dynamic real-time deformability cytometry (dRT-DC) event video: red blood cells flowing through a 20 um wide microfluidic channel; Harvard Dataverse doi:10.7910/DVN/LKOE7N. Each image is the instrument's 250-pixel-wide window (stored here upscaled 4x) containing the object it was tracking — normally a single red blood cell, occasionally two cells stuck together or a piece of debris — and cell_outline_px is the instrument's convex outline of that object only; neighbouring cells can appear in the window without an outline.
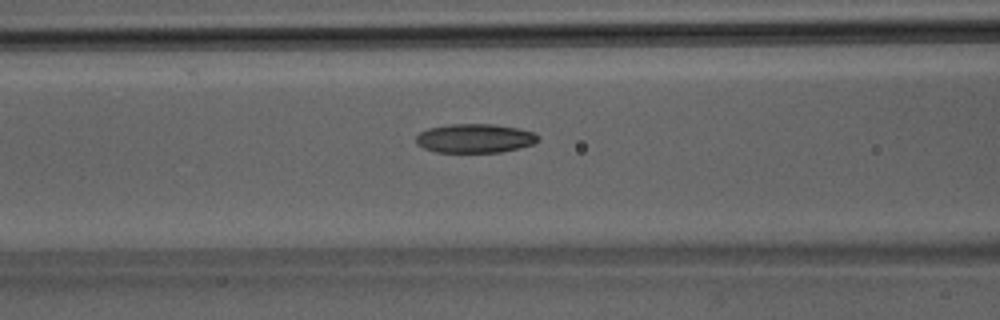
{"species": "Egyptian fruit bat (a non-hibernating species)", "species_latin": "Rousettus aegyptiacus", "temperature_condition": "room temperature", "stored_images_in_passage": 40, "camera_frame_rate_fps": 3000, "um_per_image_px": 0.085, "animal": {"sex": "male"}, "frame": {"image": 1, "passage_image": 17, "time_ms": 5.333, "image_size_px": [1000, 320], "cell_outline_px": [[540, 140], [532, 144], [520, 148], [500, 152], [436, 152], [424, 148], [416, 144], [416, 136], [420, 132], [428, 128], [448, 124], [492, 124], [520, 128], [532, 132], [540, 136]], "centroid_in_image_um": [40.37, 11.75], "position_along_channel_um": 126.2, "area_um2": 20.75}}
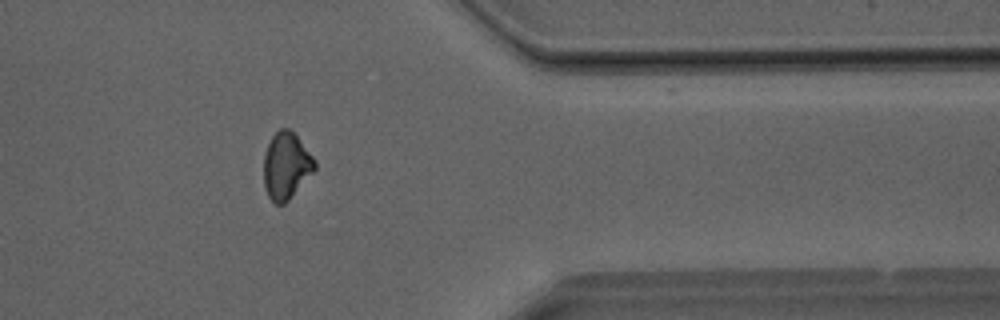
{"frame": {"image": 2, "passage_image": 33, "time_ms": 10.667, "image_size_px": [1000, 320], "cell_outline_px": [[316, 168], [288, 200], [284, 204], [276, 204], [268, 196], [264, 188], [264, 156], [268, 144], [272, 136], [280, 128], [288, 128], [296, 136], [316, 160]], "centroid_in_image_um": [24.31, 14.09], "position_along_channel_um": 387.1, "area_um2": 19.54}}
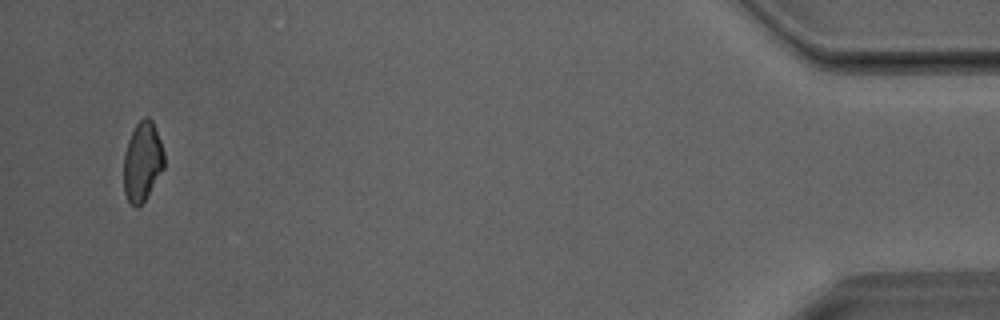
{"frame": {"image": 3, "passage_image": 39, "time_ms": 12.667, "image_size_px": [1000, 320], "cell_outline_px": [[164, 168], [144, 200], [136, 208], [128, 200], [124, 192], [124, 152], [128, 140], [136, 124], [144, 116], [148, 116], [152, 120], [160, 140], [164, 152]], "centroid_in_image_um": [12.1, 13.7], "position_along_channel_um": 423.1, "area_um2": 18.55}}